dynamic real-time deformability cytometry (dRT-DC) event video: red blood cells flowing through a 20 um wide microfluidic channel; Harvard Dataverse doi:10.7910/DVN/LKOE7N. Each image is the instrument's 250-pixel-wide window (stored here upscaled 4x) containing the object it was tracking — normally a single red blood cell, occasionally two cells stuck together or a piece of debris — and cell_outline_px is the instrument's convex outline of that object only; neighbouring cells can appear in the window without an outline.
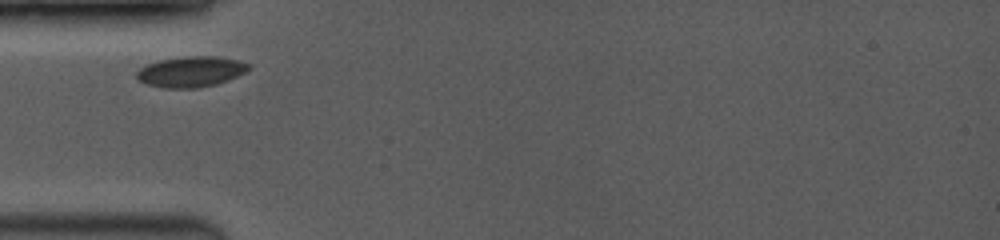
{"species": "common noctule bat (a hibernating species)", "species_latin": "Nyctalus noctula", "temperature_condition": "room temperature", "stored_images_in_passage": 7, "camera_frame_rate_fps": 3500, "um_per_image_px": 0.085, "animal": {"sex": "female", "body_mass_g": 19.0, "forearm_length_mm": 53.3}, "frame": {"image": 1, "passage_image": 1, "time_ms": 0.0, "image_size_px": [1000, 240], "cell_outline_px": [[252, 68], [228, 80], [216, 84], [196, 88], [164, 88], [148, 84], [140, 80], [136, 76], [136, 72], [140, 68], [148, 64], [160, 60], [184, 56], [216, 56], [236, 60], [252, 64]], "centroid_in_image_um": [16.25, 6.09], "position_along_channel_um": 68.7, "area_um2": 19.88}}
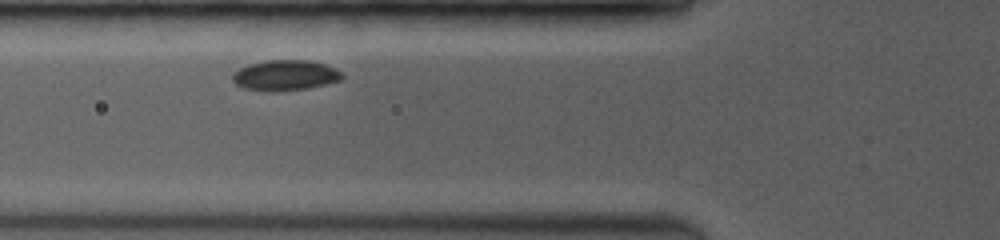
{"frame": {"image": 2, "passage_image": 6, "time_ms": 0.857, "image_size_px": [1000, 240], "cell_outline_px": [[344, 76], [340, 80], [324, 84], [304, 88], [280, 92], [268, 92], [244, 88], [236, 84], [232, 80], [232, 76], [240, 68], [248, 64], [268, 60], [312, 60], [324, 64], [340, 72]], "centroid_in_image_um": [24.2, 6.4], "position_along_channel_um": 101.6, "area_um2": 19.31}}